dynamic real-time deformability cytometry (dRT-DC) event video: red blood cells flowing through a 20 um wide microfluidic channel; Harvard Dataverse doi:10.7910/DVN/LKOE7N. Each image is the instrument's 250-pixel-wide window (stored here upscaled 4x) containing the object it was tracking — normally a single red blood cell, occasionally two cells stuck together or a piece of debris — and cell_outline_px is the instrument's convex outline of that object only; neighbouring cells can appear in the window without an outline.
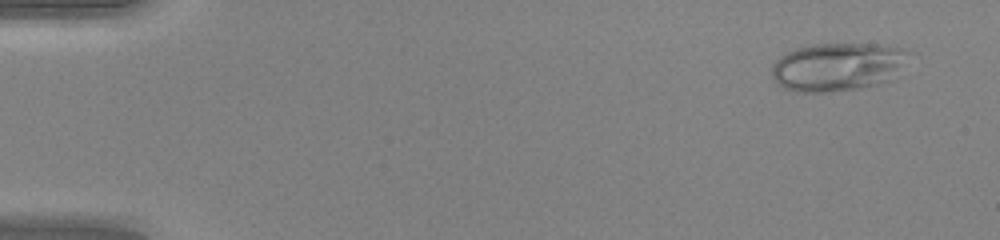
{"species": "human", "species_latin": "Homo sapiens", "temperature_condition": "warm", "stored_images_in_passage": 49, "camera_frame_rate_fps": 3000, "um_per_image_px": 0.085, "donor": {"sex": "female"}, "frame": {"image": 1, "passage_image": 4, "time_ms": 1.0, "image_size_px": [1000, 240], "cell_outline_px": [[916, 52], [892, 80], [860, 88], [832, 92], [796, 92], [784, 88], [776, 84], [772, 76], [772, 64], [784, 52], [796, 48], [812, 44], [872, 44], [900, 48]], "centroid_in_image_um": [71.23, 5.68], "position_along_channel_um": 13.8, "area_um2": 39.25}}
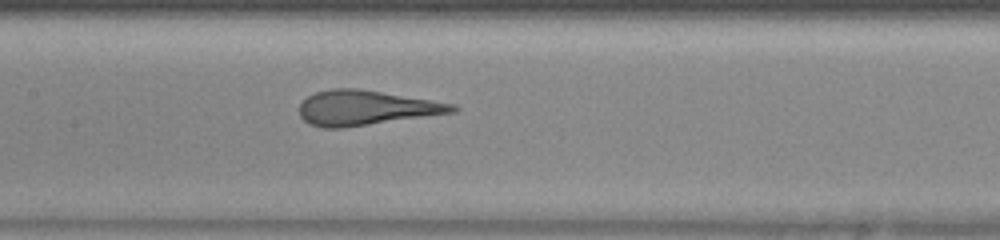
{"frame": {"image": 2, "passage_image": 25, "time_ms": 8.0, "image_size_px": [1000, 240], "cell_outline_px": [[460, 108], [456, 112], [340, 128], [324, 128], [308, 124], [300, 116], [300, 104], [308, 96], [316, 92], [332, 88], [356, 88], [432, 100], [456, 104]], "centroid_in_image_um": [31.1, 9.16], "position_along_channel_um": 176.3, "area_um2": 30.81}}
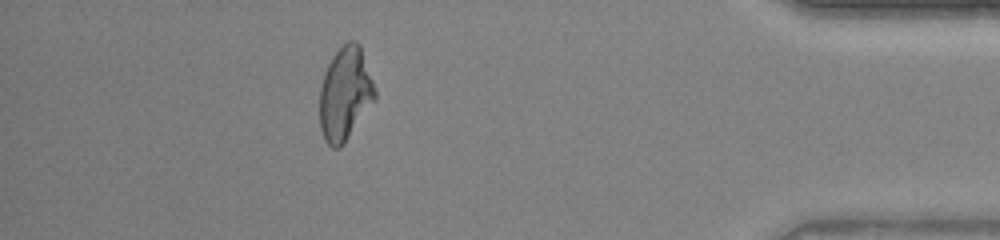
{"frame": {"image": 3, "passage_image": 44, "time_ms": 14.333, "image_size_px": [1000, 240], "cell_outline_px": [[376, 100], [344, 144], [340, 148], [332, 148], [324, 140], [320, 128], [320, 88], [324, 72], [332, 56], [348, 40], [356, 40], [360, 44], [376, 88]], "centroid_in_image_um": [29.35, 7.98], "position_along_channel_um": 405.9, "area_um2": 30.46}, "authors_computed_cell_mechanics": {"area_um2": 31.0964, "velocity_mm_per_s": 4.2953, "shape_relaxation_time_tau1_ms": 10.5026, "shape_relaxation_time_tau2_ms": null, "deformation_change_tau1": 0.3744, "deformation_change_tau2": null}}